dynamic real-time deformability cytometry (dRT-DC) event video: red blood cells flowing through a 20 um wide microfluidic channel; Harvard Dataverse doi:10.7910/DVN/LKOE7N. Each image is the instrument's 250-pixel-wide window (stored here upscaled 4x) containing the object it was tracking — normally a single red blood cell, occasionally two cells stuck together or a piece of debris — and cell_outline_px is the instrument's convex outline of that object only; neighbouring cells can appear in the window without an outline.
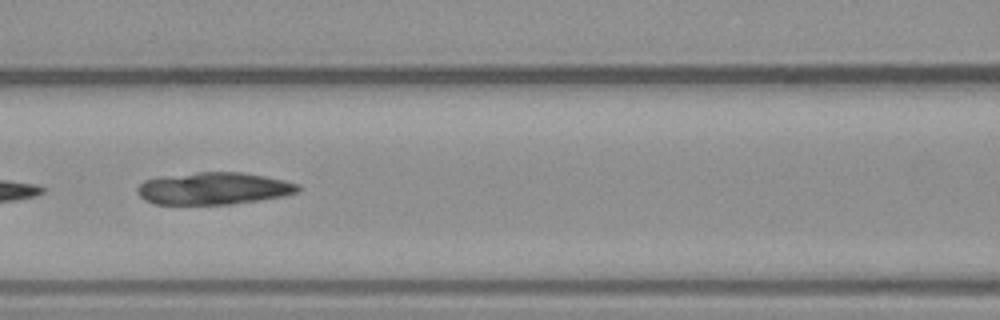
{"species": "common noctule bat (a hibernating species)", "species_latin": "Nyctalus noctula", "temperature_condition": "warm", "stored_images_in_passage": 9, "camera_frame_rate_fps": 3000, "um_per_image_px": 0.085, "animal": {"sex": "male", "body_mass_g": 23.1, "forearm_length_mm": 52.7}, "frame": {"image": 1, "passage_image": 7, "time_ms": 7.333, "image_size_px": [1000, 320], "cell_outline_px": [[300, 188], [296, 192], [284, 196], [232, 204], [152, 204], [144, 200], [136, 192], [136, 188], [144, 180], [160, 176], [196, 172], [244, 172], [284, 180], [300, 184]], "centroid_in_image_um": [18.12, 16.01], "position_along_channel_um": 148.5, "area_um2": 30.35}}
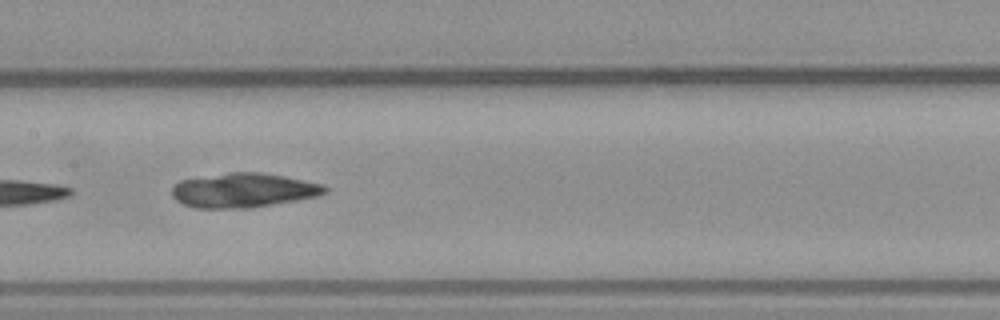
{"frame": {"image": 2, "passage_image": 8, "time_ms": 8.333, "image_size_px": [1000, 320], "cell_outline_px": [[328, 192], [320, 196], [248, 208], [196, 208], [184, 204], [176, 200], [172, 196], [172, 188], [180, 180], [228, 172], [260, 172], [284, 176], [324, 184], [328, 188]], "centroid_in_image_um": [20.72, 16.17], "position_along_channel_um": 186.7, "area_um2": 30.69}}
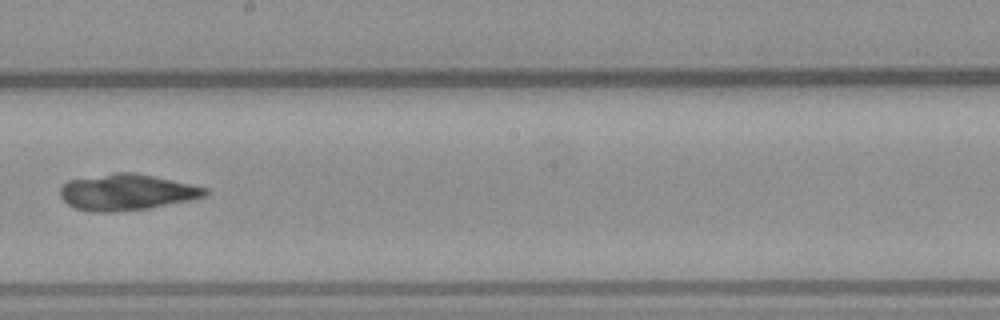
{"frame": {"image": 3, "passage_image": 9, "time_ms": 9.667, "image_size_px": [1000, 320], "cell_outline_px": [[208, 192], [204, 196], [188, 200], [148, 208], [112, 212], [92, 212], [76, 208], [68, 204], [60, 196], [60, 188], [68, 180], [116, 172], [132, 172], [152, 176], [208, 188]], "centroid_in_image_um": [10.72, 16.33], "position_along_channel_um": 237.5, "area_um2": 30.11}}